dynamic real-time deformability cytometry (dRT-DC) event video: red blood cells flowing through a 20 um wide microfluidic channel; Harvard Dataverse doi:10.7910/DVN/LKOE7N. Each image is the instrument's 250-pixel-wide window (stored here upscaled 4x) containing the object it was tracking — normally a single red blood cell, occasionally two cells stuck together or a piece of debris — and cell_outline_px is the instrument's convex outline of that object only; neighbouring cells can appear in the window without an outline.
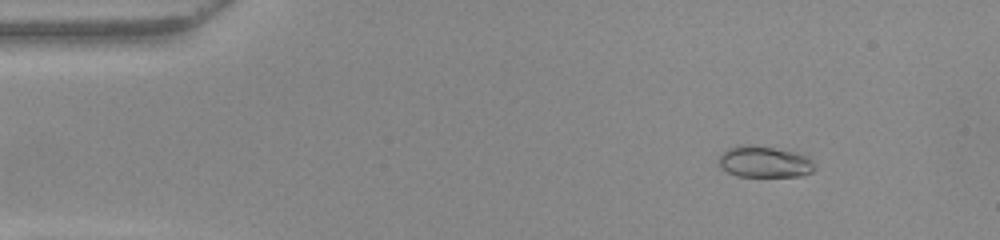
{"species": "common noctule bat (a hibernating species)", "species_latin": "Nyctalus noctula", "temperature_condition": "warm", "stored_images_in_passage": 52, "camera_frame_rate_fps": 3000, "um_per_image_px": 0.085, "animal": {"sex": "female", "body_mass_g": 22.0, "forearm_length_mm": 56.7}, "frame": {"image": 1, "passage_image": 7, "time_ms": 2.0, "image_size_px": [1000, 240], "cell_outline_px": [[816, 168], [812, 172], [800, 176], [736, 176], [720, 168], [720, 156], [728, 148], [740, 144], [756, 144], [796, 152], [812, 160]], "centroid_in_image_um": [64.98, 13.74], "position_along_channel_um": 20.0, "area_um2": 17.63}}
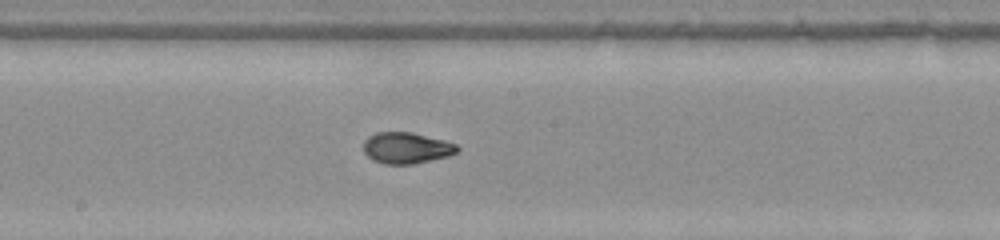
{"frame": {"image": 2, "passage_image": 28, "time_ms": 9.0, "image_size_px": [1000, 240], "cell_outline_px": [[460, 148], [456, 152], [448, 156], [412, 164], [384, 164], [372, 160], [364, 152], [364, 140], [368, 136], [376, 132], [412, 132], [444, 140], [456, 144]], "centroid_in_image_um": [34.53, 12.57], "position_along_channel_um": 213.7, "area_um2": 17.05}}
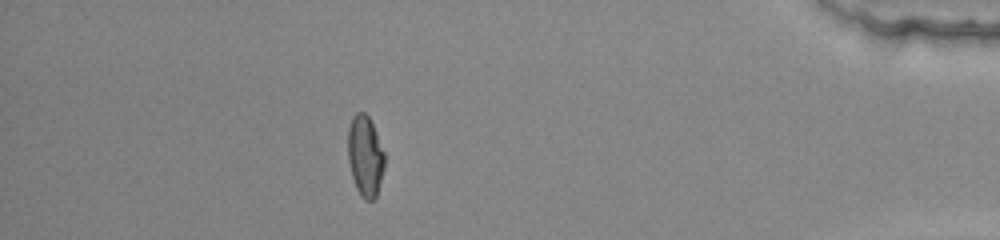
{"frame": {"image": 3, "passage_image": 46, "time_ms": 15.0, "image_size_px": [1000, 240], "cell_outline_px": [[384, 168], [376, 196], [372, 200], [364, 200], [360, 196], [356, 188], [352, 176], [348, 160], [348, 128], [356, 112], [364, 112], [368, 116], [376, 132], [384, 152]], "centroid_in_image_um": [31.03, 13.28], "position_along_channel_um": 404.2, "area_um2": 17.11}, "authors_computed_cell_mechanics": {"area_um2": 17.2822, "velocity_mm_per_s": 3.9884, "shape_relaxation_time_tau1_ms": 7.8733, "shape_relaxation_time_tau2_ms": 0.901, "deformation_change_tau1": 0.2607, "deformation_change_tau2": 0.0461}}